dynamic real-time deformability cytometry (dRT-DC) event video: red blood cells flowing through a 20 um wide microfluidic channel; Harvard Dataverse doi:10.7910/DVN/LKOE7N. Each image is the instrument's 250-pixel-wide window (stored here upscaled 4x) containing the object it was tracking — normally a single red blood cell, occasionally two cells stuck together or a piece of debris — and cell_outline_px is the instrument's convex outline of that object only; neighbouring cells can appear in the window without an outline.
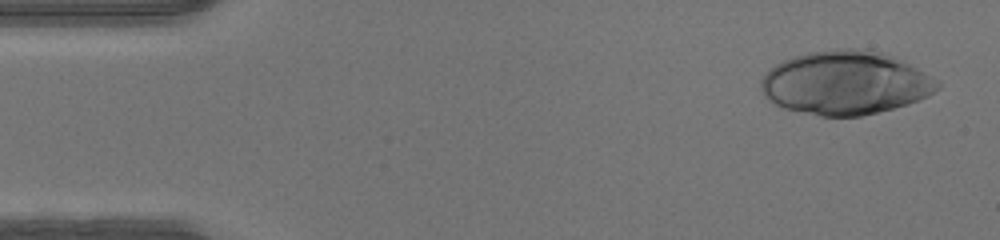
{"species": "human", "species_latin": "Homo sapiens", "temperature_condition": "warm", "stored_images_in_passage": 46, "camera_frame_rate_fps": 3000, "um_per_image_px": 0.085, "donor": {"sex": "male"}, "frame": {"image": 1, "passage_image": 2, "time_ms": 0.333, "image_size_px": [1000, 240], "cell_outline_px": [[940, 88], [928, 96], [908, 104], [860, 116], [820, 116], [784, 108], [776, 104], [764, 96], [760, 88], [760, 80], [776, 64], [784, 60], [808, 52], [840, 48], [864, 48], [880, 52], [904, 60], [940, 80]], "centroid_in_image_um": [71.9, 7.03], "position_along_channel_um": 13.1, "area_um2": 65.49}}